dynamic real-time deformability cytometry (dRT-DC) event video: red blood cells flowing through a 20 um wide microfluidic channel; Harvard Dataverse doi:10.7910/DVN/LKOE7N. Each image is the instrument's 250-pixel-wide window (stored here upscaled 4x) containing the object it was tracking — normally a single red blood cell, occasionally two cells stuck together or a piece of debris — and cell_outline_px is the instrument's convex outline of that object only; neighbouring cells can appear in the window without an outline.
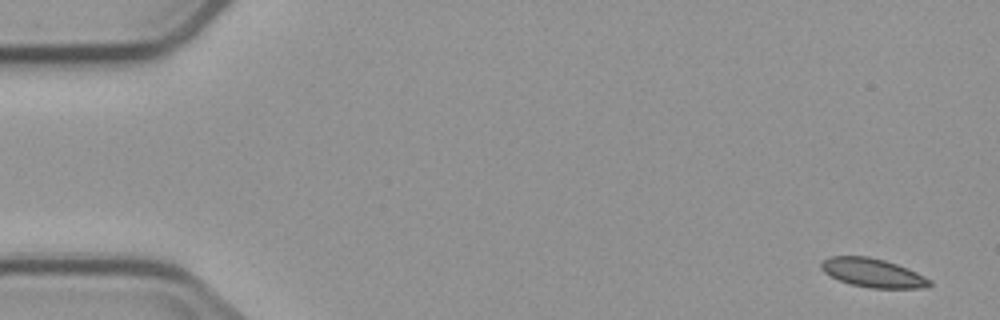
{"species": "common noctule bat (a hibernating species)", "species_latin": "Nyctalus noctula", "temperature_condition": "cold", "stored_images_in_passage": 5, "camera_frame_rate_fps": 3000, "um_per_image_px": 0.085, "animal": {"sex": "male", "body_mass_g": 23.1, "forearm_length_mm": 52.7}, "frame": {"image": 1, "passage_image": 1, "time_ms": 0.0, "image_size_px": [1000, 320], "cell_outline_px": [[932, 284], [924, 288], [872, 288], [852, 284], [840, 280], [824, 272], [820, 268], [820, 264], [828, 256], [868, 256], [884, 260], [908, 268], [932, 280]], "centroid_in_image_um": [74.2, 23.18], "position_along_channel_um": 10.8, "area_um2": 18.09}}
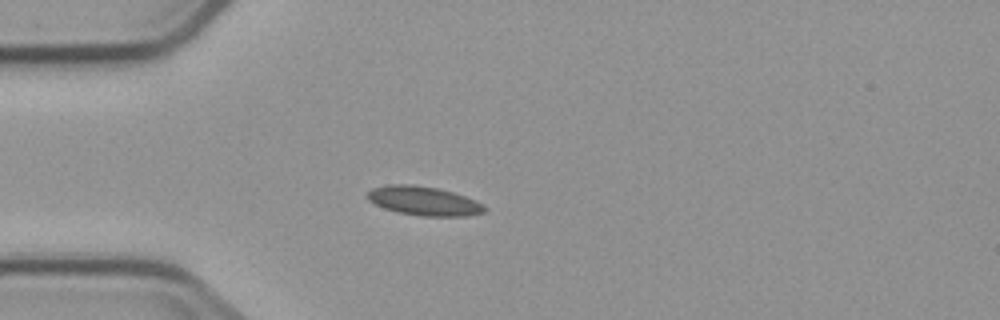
{"frame": {"image": 2, "passage_image": 4, "time_ms": 4.333, "image_size_px": [1000, 320], "cell_outline_px": [[488, 208], [484, 212], [464, 216], [420, 216], [396, 212], [384, 208], [368, 200], [364, 196], [372, 188], [388, 184], [412, 184], [436, 188], [452, 192], [476, 200], [484, 204]], "centroid_in_image_um": [36.0, 17.08], "position_along_channel_um": 49.0, "area_um2": 19.94}}